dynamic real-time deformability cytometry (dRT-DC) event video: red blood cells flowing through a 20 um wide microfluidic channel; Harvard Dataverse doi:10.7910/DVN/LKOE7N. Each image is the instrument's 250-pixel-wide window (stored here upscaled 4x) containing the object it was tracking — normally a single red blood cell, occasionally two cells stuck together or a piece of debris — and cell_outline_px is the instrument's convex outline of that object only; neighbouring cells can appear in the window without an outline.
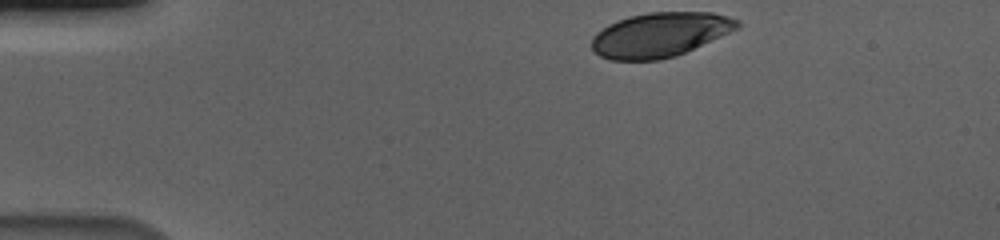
{"species": "human", "species_latin": "Homo sapiens", "temperature_condition": "cold", "stored_images_in_passage": 43, "camera_frame_rate_fps": 3000, "um_per_image_px": 0.085, "donor": {"sex": "male"}, "frame": {"image": 1, "passage_image": 1, "time_ms": 0.0, "image_size_px": [1000, 240], "cell_outline_px": [[740, 24], [736, 28], [728, 32], [676, 56], [660, 60], [612, 60], [600, 56], [592, 48], [592, 36], [596, 32], [608, 24], [628, 16], [648, 12], [712, 12], [740, 20]], "centroid_in_image_um": [56.04, 2.94], "position_along_channel_um": 29.0, "area_um2": 37.45}}
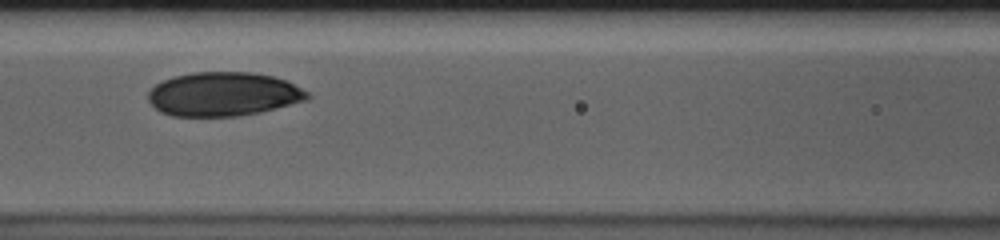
{"frame": {"image": 2, "passage_image": 17, "time_ms": 5.333, "image_size_px": [1000, 240], "cell_outline_px": [[312, 96], [308, 100], [260, 112], [240, 116], [172, 116], [160, 112], [148, 100], [148, 92], [156, 84], [172, 76], [192, 72], [252, 72], [272, 76], [284, 80], [308, 92]], "centroid_in_image_um": [18.98, 8.0], "position_along_channel_um": 147.6, "area_um2": 40.81}}
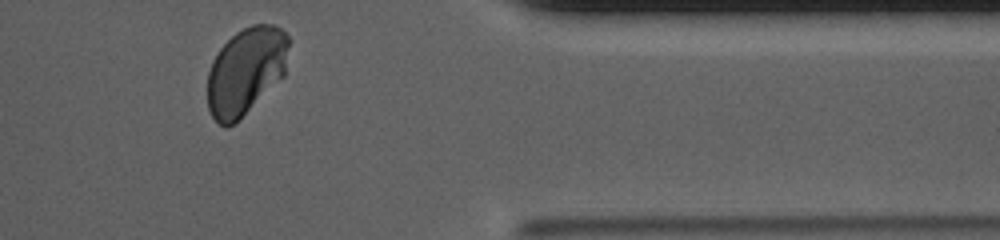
{"frame": {"image": 3, "passage_image": 39, "time_ms": 12.667, "image_size_px": [1000, 240], "cell_outline_px": [[288, 44], [284, 76], [228, 128], [224, 128], [212, 116], [208, 108], [208, 72], [212, 60], [220, 48], [236, 32], [252, 24], [272, 24], [280, 28], [288, 36]], "centroid_in_image_um": [20.87, 6.02], "position_along_channel_um": 390.5, "area_um2": 40.81}, "authors_computed_cell_mechanics": {"area_um2": 40.6334, "velocity_mm_per_s": 3.5558, "shape_relaxation_time_tau1_ms": 4.4595, "shape_relaxation_time_tau2_ms": null, "deformation_change_tau1": 0.1219, "deformation_change_tau2": null}}